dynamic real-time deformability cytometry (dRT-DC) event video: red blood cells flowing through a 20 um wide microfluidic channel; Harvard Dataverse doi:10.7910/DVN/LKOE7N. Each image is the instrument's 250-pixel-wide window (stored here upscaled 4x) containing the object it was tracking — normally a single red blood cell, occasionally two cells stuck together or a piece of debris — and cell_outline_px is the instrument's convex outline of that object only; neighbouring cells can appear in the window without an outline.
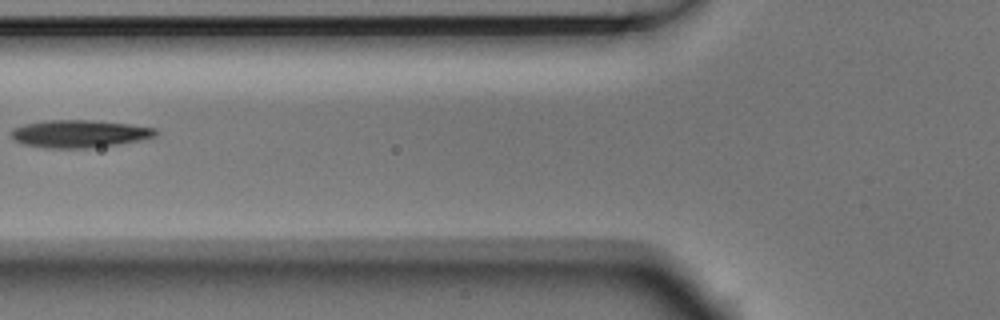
{"species": "Egyptian fruit bat (a non-hibernating species)", "species_latin": "Rousettus aegyptiacus", "temperature_condition": "room temperature", "stored_images_in_passage": 6, "camera_frame_rate_fps": 3000, "um_per_image_px": 0.085, "animal": {"sex": "male"}, "frame": {"image": 1, "passage_image": 5, "time_ms": 1.333, "image_size_px": [1000, 320], "cell_outline_px": [[160, 132], [156, 136], [140, 140], [116, 144], [88, 148], [44, 148], [24, 144], [16, 140], [12, 136], [12, 128], [24, 124], [48, 120], [88, 120], [128, 124], [156, 128]], "centroid_in_image_um": [6.77, 11.37], "position_along_channel_um": 119.0, "area_um2": 23.06}}
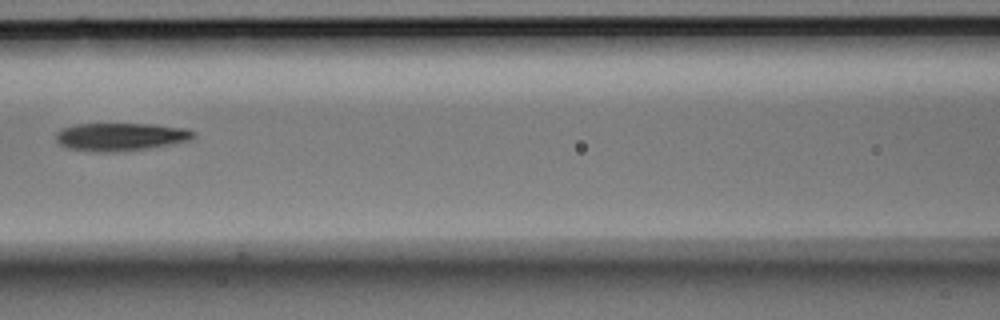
{"frame": {"image": 2, "passage_image": 6, "time_ms": 1.667, "image_size_px": [1000, 320], "cell_outline_px": [[196, 136], [188, 140], [168, 144], [144, 148], [112, 152], [92, 152], [64, 148], [56, 140], [56, 132], [60, 128], [76, 124], [152, 124], [184, 128], [196, 132]], "centroid_in_image_um": [10.16, 11.62], "position_along_channel_um": 156.4, "area_um2": 22.31}}